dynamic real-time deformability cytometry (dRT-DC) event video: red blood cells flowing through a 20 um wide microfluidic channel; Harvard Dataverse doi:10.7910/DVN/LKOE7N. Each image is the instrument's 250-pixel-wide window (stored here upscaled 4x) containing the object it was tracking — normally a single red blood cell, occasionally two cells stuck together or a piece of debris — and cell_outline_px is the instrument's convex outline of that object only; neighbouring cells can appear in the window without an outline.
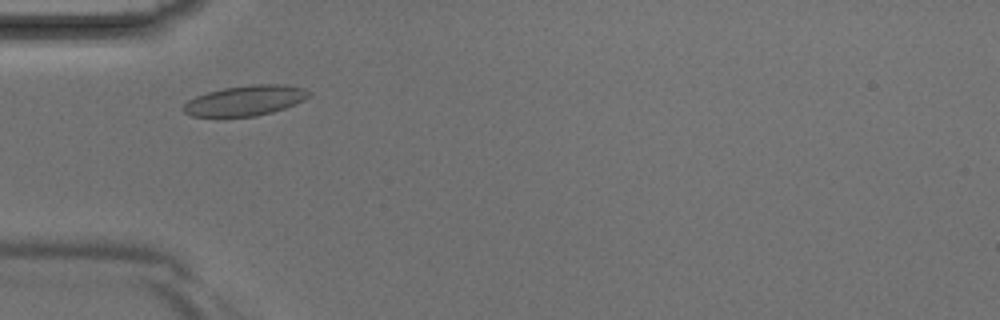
{"species": "Egyptian fruit bat (a non-hibernating species)", "species_latin": "Rousettus aegyptiacus", "temperature_condition": "room temperature", "stored_images_in_passage": 2, "camera_frame_rate_fps": 3000, "um_per_image_px": 0.085, "animal": {"sex": "male"}, "frame": {"image": 1, "passage_image": 2, "time_ms": 0.333, "image_size_px": [1000, 320], "cell_outline_px": [[312, 92], [304, 100], [296, 104], [272, 112], [256, 116], [224, 120], [192, 116], [184, 112], [180, 108], [188, 100], [196, 96], [208, 92], [224, 88], [252, 84], [280, 84], [304, 88]], "centroid_in_image_um": [20.77, 8.6], "position_along_channel_um": 64.2, "area_um2": 22.95}}